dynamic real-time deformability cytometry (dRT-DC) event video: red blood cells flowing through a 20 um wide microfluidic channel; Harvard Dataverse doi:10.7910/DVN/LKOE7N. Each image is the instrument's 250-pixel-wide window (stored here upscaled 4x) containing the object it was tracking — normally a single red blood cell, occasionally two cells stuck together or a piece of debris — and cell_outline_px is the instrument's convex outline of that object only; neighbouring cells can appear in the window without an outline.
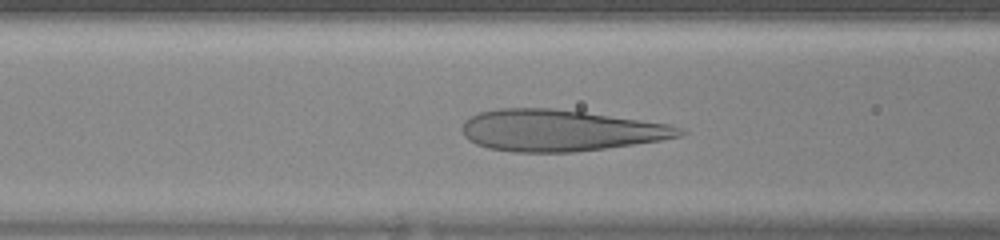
{"species": "human", "species_latin": "Homo sapiens", "temperature_condition": "warm", "stored_images_in_passage": 37, "camera_frame_rate_fps": 3000, "um_per_image_px": 0.085, "donor": {"sex": "female"}, "frame": {"image": 1, "passage_image": 16, "time_ms": 5.0, "image_size_px": [1000, 240], "cell_outline_px": [[688, 132], [680, 136], [660, 140], [604, 148], [572, 152], [516, 152], [488, 148], [476, 144], [468, 140], [464, 136], [460, 128], [464, 120], [468, 116], [480, 112], [500, 108], [552, 108], [584, 112], [668, 124], [680, 128]], "centroid_in_image_um": [47.53, 11.08], "position_along_channel_um": 119.1, "area_um2": 52.31}}
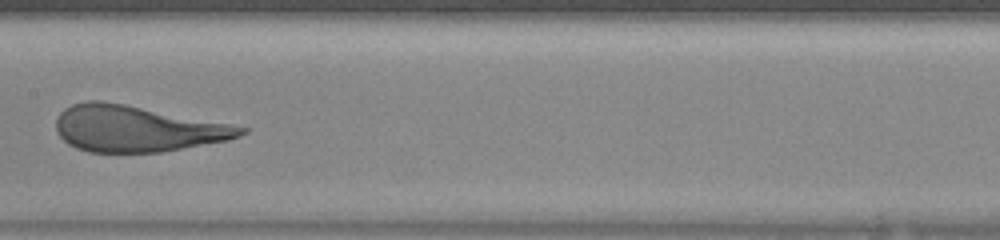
{"frame": {"image": 2, "passage_image": 21, "time_ms": 6.667, "image_size_px": [1000, 240], "cell_outline_px": [[248, 132], [240, 136], [228, 140], [160, 152], [88, 152], [76, 148], [68, 144], [56, 132], [56, 120], [60, 112], [64, 108], [72, 104], [88, 100], [100, 100], [124, 104], [228, 124], [248, 128]], "centroid_in_image_um": [11.57, 10.94], "position_along_channel_um": 195.8, "area_um2": 49.25}}
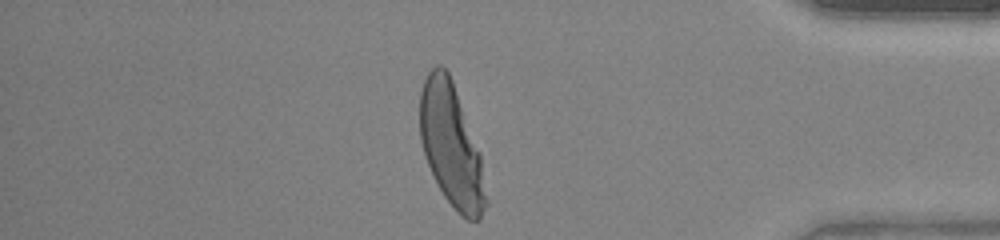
{"frame": {"image": 3, "passage_image": 36, "time_ms": 11.667, "image_size_px": [1000, 240], "cell_outline_px": [[488, 204], [480, 220], [468, 220], [460, 216], [456, 212], [444, 196], [424, 156], [420, 140], [420, 92], [424, 80], [428, 72], [436, 64], [440, 64], [448, 72], [452, 80], [480, 152], [488, 200]], "centroid_in_image_um": [38.37, 12.4], "position_along_channel_um": 396.8, "area_um2": 47.28}}